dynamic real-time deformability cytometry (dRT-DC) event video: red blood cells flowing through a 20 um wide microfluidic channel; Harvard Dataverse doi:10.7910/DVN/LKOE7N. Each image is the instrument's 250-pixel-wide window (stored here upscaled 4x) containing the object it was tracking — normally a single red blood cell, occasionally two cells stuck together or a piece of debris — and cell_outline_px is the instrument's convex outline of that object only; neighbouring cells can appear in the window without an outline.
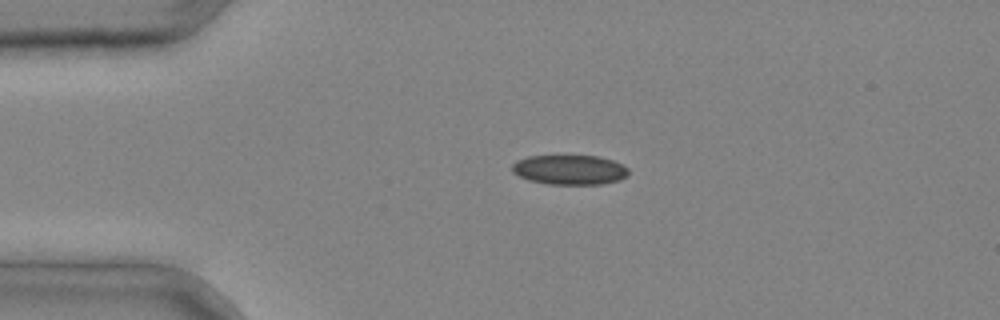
{"species": "common noctule bat (a hibernating species)", "species_latin": "Nyctalus noctula", "temperature_condition": "cold", "stored_images_in_passage": 4, "segment_of_instrument_passage": [1, 2], "camera_frame_rate_fps": 3000, "um_per_image_px": 0.085, "animal": {"sex": "male", "body_mass_g": 20.4}, "frame": {"image": 1, "passage_image": 2, "time_ms": 0.333, "image_size_px": [1000, 320], "cell_outline_px": [[628, 176], [620, 180], [600, 184], [548, 184], [528, 180], [512, 172], [512, 164], [516, 160], [528, 156], [596, 156], [612, 160], [628, 168]], "centroid_in_image_um": [48.4, 14.43], "position_along_channel_um": 36.6, "area_um2": 20.11}}